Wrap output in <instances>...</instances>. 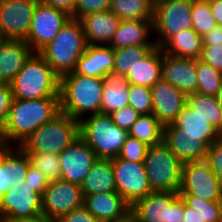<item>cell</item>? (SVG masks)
Instances as JSON below:
<instances>
[{
	"label": "cell",
	"mask_w": 222,
	"mask_h": 222,
	"mask_svg": "<svg viewBox=\"0 0 222 222\" xmlns=\"http://www.w3.org/2000/svg\"><path fill=\"white\" fill-rule=\"evenodd\" d=\"M59 113V97H43L34 100L13 99L7 120L0 130L3 145L15 146L18 143L17 146H19L32 132L51 121Z\"/></svg>",
	"instance_id": "6da1fadb"
},
{
	"label": "cell",
	"mask_w": 222,
	"mask_h": 222,
	"mask_svg": "<svg viewBox=\"0 0 222 222\" xmlns=\"http://www.w3.org/2000/svg\"><path fill=\"white\" fill-rule=\"evenodd\" d=\"M102 93V78L88 77L75 72L65 74L60 77V112L78 121L89 113H101Z\"/></svg>",
	"instance_id": "7a4b0ae2"
},
{
	"label": "cell",
	"mask_w": 222,
	"mask_h": 222,
	"mask_svg": "<svg viewBox=\"0 0 222 222\" xmlns=\"http://www.w3.org/2000/svg\"><path fill=\"white\" fill-rule=\"evenodd\" d=\"M87 47L79 19L70 18L57 36L38 53L59 76L75 71L78 59Z\"/></svg>",
	"instance_id": "3957f363"
},
{
	"label": "cell",
	"mask_w": 222,
	"mask_h": 222,
	"mask_svg": "<svg viewBox=\"0 0 222 222\" xmlns=\"http://www.w3.org/2000/svg\"><path fill=\"white\" fill-rule=\"evenodd\" d=\"M10 85L13 99L59 97L60 77L38 52H34Z\"/></svg>",
	"instance_id": "277c9868"
},
{
	"label": "cell",
	"mask_w": 222,
	"mask_h": 222,
	"mask_svg": "<svg viewBox=\"0 0 222 222\" xmlns=\"http://www.w3.org/2000/svg\"><path fill=\"white\" fill-rule=\"evenodd\" d=\"M80 137L95 152L98 159L119 156L128 131L113 123L109 114L97 113L79 121Z\"/></svg>",
	"instance_id": "5b68a950"
},
{
	"label": "cell",
	"mask_w": 222,
	"mask_h": 222,
	"mask_svg": "<svg viewBox=\"0 0 222 222\" xmlns=\"http://www.w3.org/2000/svg\"><path fill=\"white\" fill-rule=\"evenodd\" d=\"M79 137V121L60 112L32 132L19 146L25 152L59 154Z\"/></svg>",
	"instance_id": "8992f818"
},
{
	"label": "cell",
	"mask_w": 222,
	"mask_h": 222,
	"mask_svg": "<svg viewBox=\"0 0 222 222\" xmlns=\"http://www.w3.org/2000/svg\"><path fill=\"white\" fill-rule=\"evenodd\" d=\"M144 166L152 191L178 193L183 164L163 141L149 146Z\"/></svg>",
	"instance_id": "52a82bcc"
},
{
	"label": "cell",
	"mask_w": 222,
	"mask_h": 222,
	"mask_svg": "<svg viewBox=\"0 0 222 222\" xmlns=\"http://www.w3.org/2000/svg\"><path fill=\"white\" fill-rule=\"evenodd\" d=\"M130 213L138 222H183L184 201L178 193L152 191L137 200Z\"/></svg>",
	"instance_id": "ba28073f"
},
{
	"label": "cell",
	"mask_w": 222,
	"mask_h": 222,
	"mask_svg": "<svg viewBox=\"0 0 222 222\" xmlns=\"http://www.w3.org/2000/svg\"><path fill=\"white\" fill-rule=\"evenodd\" d=\"M192 0H162L154 5L153 33L161 47L174 34L192 28Z\"/></svg>",
	"instance_id": "9c48e42d"
},
{
	"label": "cell",
	"mask_w": 222,
	"mask_h": 222,
	"mask_svg": "<svg viewBox=\"0 0 222 222\" xmlns=\"http://www.w3.org/2000/svg\"><path fill=\"white\" fill-rule=\"evenodd\" d=\"M179 195H193L205 201H221L216 173L205 160L183 164Z\"/></svg>",
	"instance_id": "30bf717a"
},
{
	"label": "cell",
	"mask_w": 222,
	"mask_h": 222,
	"mask_svg": "<svg viewBox=\"0 0 222 222\" xmlns=\"http://www.w3.org/2000/svg\"><path fill=\"white\" fill-rule=\"evenodd\" d=\"M117 192L132 206L151 193L144 163L130 162L119 156L112 159Z\"/></svg>",
	"instance_id": "8fae6325"
},
{
	"label": "cell",
	"mask_w": 222,
	"mask_h": 222,
	"mask_svg": "<svg viewBox=\"0 0 222 222\" xmlns=\"http://www.w3.org/2000/svg\"><path fill=\"white\" fill-rule=\"evenodd\" d=\"M70 18L71 16L66 12L39 1L34 9L25 41L34 52H39L57 36Z\"/></svg>",
	"instance_id": "7c38bea8"
},
{
	"label": "cell",
	"mask_w": 222,
	"mask_h": 222,
	"mask_svg": "<svg viewBox=\"0 0 222 222\" xmlns=\"http://www.w3.org/2000/svg\"><path fill=\"white\" fill-rule=\"evenodd\" d=\"M81 186L64 180L50 181L42 195V214L59 220L63 215L83 206Z\"/></svg>",
	"instance_id": "4fadbf2b"
},
{
	"label": "cell",
	"mask_w": 222,
	"mask_h": 222,
	"mask_svg": "<svg viewBox=\"0 0 222 222\" xmlns=\"http://www.w3.org/2000/svg\"><path fill=\"white\" fill-rule=\"evenodd\" d=\"M39 0H0V32L4 39L26 40Z\"/></svg>",
	"instance_id": "5bb4252c"
},
{
	"label": "cell",
	"mask_w": 222,
	"mask_h": 222,
	"mask_svg": "<svg viewBox=\"0 0 222 222\" xmlns=\"http://www.w3.org/2000/svg\"><path fill=\"white\" fill-rule=\"evenodd\" d=\"M42 214V195L27 184H13L0 198V222L3 219L30 218Z\"/></svg>",
	"instance_id": "9a60e30c"
},
{
	"label": "cell",
	"mask_w": 222,
	"mask_h": 222,
	"mask_svg": "<svg viewBox=\"0 0 222 222\" xmlns=\"http://www.w3.org/2000/svg\"><path fill=\"white\" fill-rule=\"evenodd\" d=\"M61 180L81 185L98 159L90 146L79 137L59 153Z\"/></svg>",
	"instance_id": "2e32d148"
},
{
	"label": "cell",
	"mask_w": 222,
	"mask_h": 222,
	"mask_svg": "<svg viewBox=\"0 0 222 222\" xmlns=\"http://www.w3.org/2000/svg\"><path fill=\"white\" fill-rule=\"evenodd\" d=\"M151 94L152 114L163 126L172 124L186 106L187 95L162 78L151 87Z\"/></svg>",
	"instance_id": "e0dca14e"
},
{
	"label": "cell",
	"mask_w": 222,
	"mask_h": 222,
	"mask_svg": "<svg viewBox=\"0 0 222 222\" xmlns=\"http://www.w3.org/2000/svg\"><path fill=\"white\" fill-rule=\"evenodd\" d=\"M161 78L186 95L197 91L196 59L179 58L163 53Z\"/></svg>",
	"instance_id": "ac0fdd59"
},
{
	"label": "cell",
	"mask_w": 222,
	"mask_h": 222,
	"mask_svg": "<svg viewBox=\"0 0 222 222\" xmlns=\"http://www.w3.org/2000/svg\"><path fill=\"white\" fill-rule=\"evenodd\" d=\"M83 206L100 222H116L125 218L131 206L118 192L83 195Z\"/></svg>",
	"instance_id": "d6986e66"
},
{
	"label": "cell",
	"mask_w": 222,
	"mask_h": 222,
	"mask_svg": "<svg viewBox=\"0 0 222 222\" xmlns=\"http://www.w3.org/2000/svg\"><path fill=\"white\" fill-rule=\"evenodd\" d=\"M87 45H109L122 19L112 11L90 13L80 19Z\"/></svg>",
	"instance_id": "ffe728a7"
},
{
	"label": "cell",
	"mask_w": 222,
	"mask_h": 222,
	"mask_svg": "<svg viewBox=\"0 0 222 222\" xmlns=\"http://www.w3.org/2000/svg\"><path fill=\"white\" fill-rule=\"evenodd\" d=\"M163 135L201 136V141H216L222 134L205 118L185 106L172 124L164 126Z\"/></svg>",
	"instance_id": "44dd1931"
},
{
	"label": "cell",
	"mask_w": 222,
	"mask_h": 222,
	"mask_svg": "<svg viewBox=\"0 0 222 222\" xmlns=\"http://www.w3.org/2000/svg\"><path fill=\"white\" fill-rule=\"evenodd\" d=\"M33 53L25 40L5 39L0 44V83L11 84Z\"/></svg>",
	"instance_id": "7402d4cb"
},
{
	"label": "cell",
	"mask_w": 222,
	"mask_h": 222,
	"mask_svg": "<svg viewBox=\"0 0 222 222\" xmlns=\"http://www.w3.org/2000/svg\"><path fill=\"white\" fill-rule=\"evenodd\" d=\"M114 67V52L109 46L87 45L84 54L78 59L76 74L88 77H104Z\"/></svg>",
	"instance_id": "603a6c76"
},
{
	"label": "cell",
	"mask_w": 222,
	"mask_h": 222,
	"mask_svg": "<svg viewBox=\"0 0 222 222\" xmlns=\"http://www.w3.org/2000/svg\"><path fill=\"white\" fill-rule=\"evenodd\" d=\"M102 82L101 113L110 115L129 106L128 82L125 76L112 70L102 77Z\"/></svg>",
	"instance_id": "cb8c5ba5"
},
{
	"label": "cell",
	"mask_w": 222,
	"mask_h": 222,
	"mask_svg": "<svg viewBox=\"0 0 222 222\" xmlns=\"http://www.w3.org/2000/svg\"><path fill=\"white\" fill-rule=\"evenodd\" d=\"M163 142L182 163L202 161L214 141H201V136L163 135Z\"/></svg>",
	"instance_id": "d4e9b609"
},
{
	"label": "cell",
	"mask_w": 222,
	"mask_h": 222,
	"mask_svg": "<svg viewBox=\"0 0 222 222\" xmlns=\"http://www.w3.org/2000/svg\"><path fill=\"white\" fill-rule=\"evenodd\" d=\"M153 31V21L122 20L109 46L114 49L130 45H156L154 39L148 40Z\"/></svg>",
	"instance_id": "484cf974"
},
{
	"label": "cell",
	"mask_w": 222,
	"mask_h": 222,
	"mask_svg": "<svg viewBox=\"0 0 222 222\" xmlns=\"http://www.w3.org/2000/svg\"><path fill=\"white\" fill-rule=\"evenodd\" d=\"M162 74V48L156 46L125 76L128 84L151 88Z\"/></svg>",
	"instance_id": "4316f807"
},
{
	"label": "cell",
	"mask_w": 222,
	"mask_h": 222,
	"mask_svg": "<svg viewBox=\"0 0 222 222\" xmlns=\"http://www.w3.org/2000/svg\"><path fill=\"white\" fill-rule=\"evenodd\" d=\"M80 186L83 195L117 192L112 159H97Z\"/></svg>",
	"instance_id": "83f0119b"
},
{
	"label": "cell",
	"mask_w": 222,
	"mask_h": 222,
	"mask_svg": "<svg viewBox=\"0 0 222 222\" xmlns=\"http://www.w3.org/2000/svg\"><path fill=\"white\" fill-rule=\"evenodd\" d=\"M161 48L168 55L197 60L203 49L202 37L191 28L174 34Z\"/></svg>",
	"instance_id": "f1b7e54d"
},
{
	"label": "cell",
	"mask_w": 222,
	"mask_h": 222,
	"mask_svg": "<svg viewBox=\"0 0 222 222\" xmlns=\"http://www.w3.org/2000/svg\"><path fill=\"white\" fill-rule=\"evenodd\" d=\"M184 201L183 222H222L221 201H205L193 195H179Z\"/></svg>",
	"instance_id": "f546056e"
},
{
	"label": "cell",
	"mask_w": 222,
	"mask_h": 222,
	"mask_svg": "<svg viewBox=\"0 0 222 222\" xmlns=\"http://www.w3.org/2000/svg\"><path fill=\"white\" fill-rule=\"evenodd\" d=\"M186 106L206 119L216 130L222 134V107L218 103L216 96L204 95L200 93L188 94Z\"/></svg>",
	"instance_id": "4dcf8cb0"
},
{
	"label": "cell",
	"mask_w": 222,
	"mask_h": 222,
	"mask_svg": "<svg viewBox=\"0 0 222 222\" xmlns=\"http://www.w3.org/2000/svg\"><path fill=\"white\" fill-rule=\"evenodd\" d=\"M109 10L122 20L153 21L151 0H110Z\"/></svg>",
	"instance_id": "1f68e13d"
},
{
	"label": "cell",
	"mask_w": 222,
	"mask_h": 222,
	"mask_svg": "<svg viewBox=\"0 0 222 222\" xmlns=\"http://www.w3.org/2000/svg\"><path fill=\"white\" fill-rule=\"evenodd\" d=\"M163 128L164 126L152 113L143 114L131 126L128 135L152 146L163 141Z\"/></svg>",
	"instance_id": "d6a6232c"
},
{
	"label": "cell",
	"mask_w": 222,
	"mask_h": 222,
	"mask_svg": "<svg viewBox=\"0 0 222 222\" xmlns=\"http://www.w3.org/2000/svg\"><path fill=\"white\" fill-rule=\"evenodd\" d=\"M0 160L6 166H11L12 186L25 181L31 162L28 154L20 146H3L0 149Z\"/></svg>",
	"instance_id": "836d02e7"
},
{
	"label": "cell",
	"mask_w": 222,
	"mask_h": 222,
	"mask_svg": "<svg viewBox=\"0 0 222 222\" xmlns=\"http://www.w3.org/2000/svg\"><path fill=\"white\" fill-rule=\"evenodd\" d=\"M155 47L156 45H130L125 48L114 49L113 70L126 76L127 73Z\"/></svg>",
	"instance_id": "e575fe53"
},
{
	"label": "cell",
	"mask_w": 222,
	"mask_h": 222,
	"mask_svg": "<svg viewBox=\"0 0 222 222\" xmlns=\"http://www.w3.org/2000/svg\"><path fill=\"white\" fill-rule=\"evenodd\" d=\"M196 71L198 77L197 93L216 96L222 83V73L211 65L196 60Z\"/></svg>",
	"instance_id": "d590c367"
},
{
	"label": "cell",
	"mask_w": 222,
	"mask_h": 222,
	"mask_svg": "<svg viewBox=\"0 0 222 222\" xmlns=\"http://www.w3.org/2000/svg\"><path fill=\"white\" fill-rule=\"evenodd\" d=\"M192 29L201 37L217 27L209 0H192Z\"/></svg>",
	"instance_id": "8d00e7d4"
},
{
	"label": "cell",
	"mask_w": 222,
	"mask_h": 222,
	"mask_svg": "<svg viewBox=\"0 0 222 222\" xmlns=\"http://www.w3.org/2000/svg\"><path fill=\"white\" fill-rule=\"evenodd\" d=\"M31 165L39 169L49 181L61 179L59 154L26 152Z\"/></svg>",
	"instance_id": "74e56055"
},
{
	"label": "cell",
	"mask_w": 222,
	"mask_h": 222,
	"mask_svg": "<svg viewBox=\"0 0 222 222\" xmlns=\"http://www.w3.org/2000/svg\"><path fill=\"white\" fill-rule=\"evenodd\" d=\"M129 106L140 115L152 113L151 88L128 84Z\"/></svg>",
	"instance_id": "f35d334b"
},
{
	"label": "cell",
	"mask_w": 222,
	"mask_h": 222,
	"mask_svg": "<svg viewBox=\"0 0 222 222\" xmlns=\"http://www.w3.org/2000/svg\"><path fill=\"white\" fill-rule=\"evenodd\" d=\"M148 148L149 146L144 142L128 135L122 145L119 157L130 162L144 163Z\"/></svg>",
	"instance_id": "ab89813d"
},
{
	"label": "cell",
	"mask_w": 222,
	"mask_h": 222,
	"mask_svg": "<svg viewBox=\"0 0 222 222\" xmlns=\"http://www.w3.org/2000/svg\"><path fill=\"white\" fill-rule=\"evenodd\" d=\"M110 0H75V19L90 13L109 10Z\"/></svg>",
	"instance_id": "60d3db41"
},
{
	"label": "cell",
	"mask_w": 222,
	"mask_h": 222,
	"mask_svg": "<svg viewBox=\"0 0 222 222\" xmlns=\"http://www.w3.org/2000/svg\"><path fill=\"white\" fill-rule=\"evenodd\" d=\"M113 119V123L119 128H123L127 131L139 118L140 114L134 110L131 106L123 107L110 114Z\"/></svg>",
	"instance_id": "b9f144b4"
},
{
	"label": "cell",
	"mask_w": 222,
	"mask_h": 222,
	"mask_svg": "<svg viewBox=\"0 0 222 222\" xmlns=\"http://www.w3.org/2000/svg\"><path fill=\"white\" fill-rule=\"evenodd\" d=\"M49 183L50 181L39 169L35 168L31 164L29 165L24 184H27L35 192L43 195L44 190L47 188Z\"/></svg>",
	"instance_id": "7bdbcfd3"
},
{
	"label": "cell",
	"mask_w": 222,
	"mask_h": 222,
	"mask_svg": "<svg viewBox=\"0 0 222 222\" xmlns=\"http://www.w3.org/2000/svg\"><path fill=\"white\" fill-rule=\"evenodd\" d=\"M200 60L222 73V44L203 46Z\"/></svg>",
	"instance_id": "ee69618b"
},
{
	"label": "cell",
	"mask_w": 222,
	"mask_h": 222,
	"mask_svg": "<svg viewBox=\"0 0 222 222\" xmlns=\"http://www.w3.org/2000/svg\"><path fill=\"white\" fill-rule=\"evenodd\" d=\"M205 161L215 173L222 170V135L208 147Z\"/></svg>",
	"instance_id": "f6af8a7d"
},
{
	"label": "cell",
	"mask_w": 222,
	"mask_h": 222,
	"mask_svg": "<svg viewBox=\"0 0 222 222\" xmlns=\"http://www.w3.org/2000/svg\"><path fill=\"white\" fill-rule=\"evenodd\" d=\"M13 100L10 84L0 83V130L4 126Z\"/></svg>",
	"instance_id": "bcb514c9"
},
{
	"label": "cell",
	"mask_w": 222,
	"mask_h": 222,
	"mask_svg": "<svg viewBox=\"0 0 222 222\" xmlns=\"http://www.w3.org/2000/svg\"><path fill=\"white\" fill-rule=\"evenodd\" d=\"M57 222H100L82 206L63 215Z\"/></svg>",
	"instance_id": "7dc6e473"
},
{
	"label": "cell",
	"mask_w": 222,
	"mask_h": 222,
	"mask_svg": "<svg viewBox=\"0 0 222 222\" xmlns=\"http://www.w3.org/2000/svg\"><path fill=\"white\" fill-rule=\"evenodd\" d=\"M41 3L62 10L75 18V0H39Z\"/></svg>",
	"instance_id": "c3c4849f"
},
{
	"label": "cell",
	"mask_w": 222,
	"mask_h": 222,
	"mask_svg": "<svg viewBox=\"0 0 222 222\" xmlns=\"http://www.w3.org/2000/svg\"><path fill=\"white\" fill-rule=\"evenodd\" d=\"M12 186L11 166H6L0 160V198L10 190Z\"/></svg>",
	"instance_id": "681fc988"
},
{
	"label": "cell",
	"mask_w": 222,
	"mask_h": 222,
	"mask_svg": "<svg viewBox=\"0 0 222 222\" xmlns=\"http://www.w3.org/2000/svg\"><path fill=\"white\" fill-rule=\"evenodd\" d=\"M203 46L222 44V29L220 26L213 28L202 37Z\"/></svg>",
	"instance_id": "f907efd6"
},
{
	"label": "cell",
	"mask_w": 222,
	"mask_h": 222,
	"mask_svg": "<svg viewBox=\"0 0 222 222\" xmlns=\"http://www.w3.org/2000/svg\"><path fill=\"white\" fill-rule=\"evenodd\" d=\"M1 222H57L44 214H40L36 217L30 218H14V219H3Z\"/></svg>",
	"instance_id": "816d5d0a"
},
{
	"label": "cell",
	"mask_w": 222,
	"mask_h": 222,
	"mask_svg": "<svg viewBox=\"0 0 222 222\" xmlns=\"http://www.w3.org/2000/svg\"><path fill=\"white\" fill-rule=\"evenodd\" d=\"M209 4L217 26L222 25V1L209 0Z\"/></svg>",
	"instance_id": "f5cc1de1"
},
{
	"label": "cell",
	"mask_w": 222,
	"mask_h": 222,
	"mask_svg": "<svg viewBox=\"0 0 222 222\" xmlns=\"http://www.w3.org/2000/svg\"><path fill=\"white\" fill-rule=\"evenodd\" d=\"M116 222H138V221L131 213H129L125 218L118 220Z\"/></svg>",
	"instance_id": "db71d44e"
},
{
	"label": "cell",
	"mask_w": 222,
	"mask_h": 222,
	"mask_svg": "<svg viewBox=\"0 0 222 222\" xmlns=\"http://www.w3.org/2000/svg\"><path fill=\"white\" fill-rule=\"evenodd\" d=\"M217 182L219 184L220 190L222 192V170L216 173Z\"/></svg>",
	"instance_id": "11a10c76"
},
{
	"label": "cell",
	"mask_w": 222,
	"mask_h": 222,
	"mask_svg": "<svg viewBox=\"0 0 222 222\" xmlns=\"http://www.w3.org/2000/svg\"><path fill=\"white\" fill-rule=\"evenodd\" d=\"M216 98H217L218 103L222 107V83H221V87H220L219 91L217 92Z\"/></svg>",
	"instance_id": "9f6ffc18"
},
{
	"label": "cell",
	"mask_w": 222,
	"mask_h": 222,
	"mask_svg": "<svg viewBox=\"0 0 222 222\" xmlns=\"http://www.w3.org/2000/svg\"><path fill=\"white\" fill-rule=\"evenodd\" d=\"M160 1H162V0H151V2H152L153 5L157 4V3L160 2Z\"/></svg>",
	"instance_id": "6f0895ef"
},
{
	"label": "cell",
	"mask_w": 222,
	"mask_h": 222,
	"mask_svg": "<svg viewBox=\"0 0 222 222\" xmlns=\"http://www.w3.org/2000/svg\"><path fill=\"white\" fill-rule=\"evenodd\" d=\"M5 39L3 38L1 32H0V44L4 41Z\"/></svg>",
	"instance_id": "680465c9"
},
{
	"label": "cell",
	"mask_w": 222,
	"mask_h": 222,
	"mask_svg": "<svg viewBox=\"0 0 222 222\" xmlns=\"http://www.w3.org/2000/svg\"><path fill=\"white\" fill-rule=\"evenodd\" d=\"M3 143H2V140H1V136H0V149L3 147Z\"/></svg>",
	"instance_id": "91938a15"
}]
</instances>
